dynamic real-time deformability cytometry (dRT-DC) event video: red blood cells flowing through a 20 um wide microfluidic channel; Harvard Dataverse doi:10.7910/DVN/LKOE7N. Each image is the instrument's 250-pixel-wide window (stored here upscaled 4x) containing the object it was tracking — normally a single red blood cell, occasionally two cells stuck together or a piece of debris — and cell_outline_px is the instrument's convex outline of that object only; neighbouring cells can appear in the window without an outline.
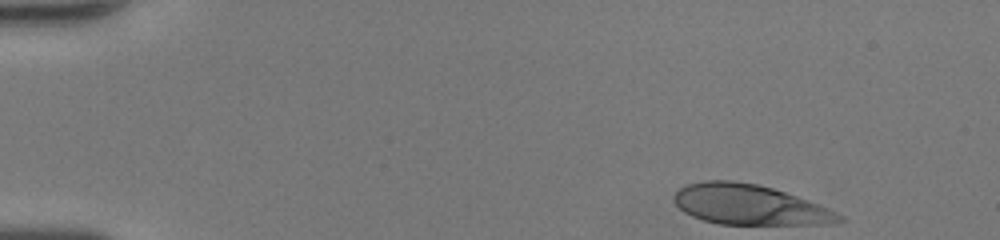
{"species": "human", "species_latin": "Homo sapiens", "temperature_condition": "room temperature", "stored_images_in_passage": 37, "camera_frame_rate_fps": 3000, "um_per_image_px": 0.085, "donor": {"sex": "female"}, "frame": {"image": 1, "passage_image": 1, "time_ms": 0.0, "image_size_px": [1000, 240], "cell_outline_px": [[844, 220], [828, 224], [720, 224], [704, 220], [692, 216], [684, 212], [672, 200], [672, 196], [684, 184], [704, 180], [732, 180], [756, 184], [772, 188], [808, 200], [828, 208], [844, 216]], "centroid_in_image_um": [63.67, 17.39], "position_along_channel_um": 21.3, "area_um2": 38.55}}
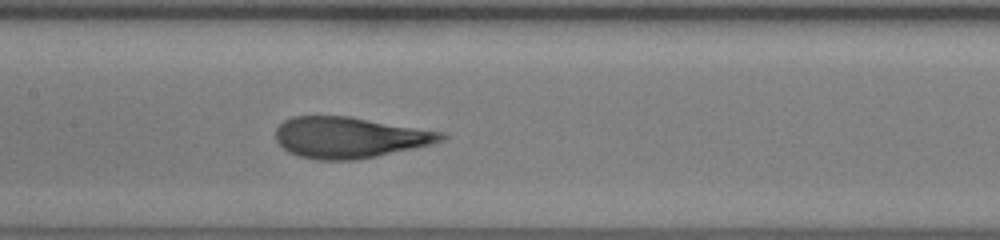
{"frame": {"image": 2, "passage_image": 20, "time_ms": 6.333, "image_size_px": [1000, 240], "cell_outline_px": [[448, 136], [444, 140], [432, 144], [376, 156], [356, 160], [320, 160], [300, 156], [288, 152], [276, 140], [276, 128], [284, 120], [292, 116], [348, 116], [444, 132]], "centroid_in_image_um": [29.71, 11.68], "position_along_channel_um": 177.7, "area_um2": 39.48}}
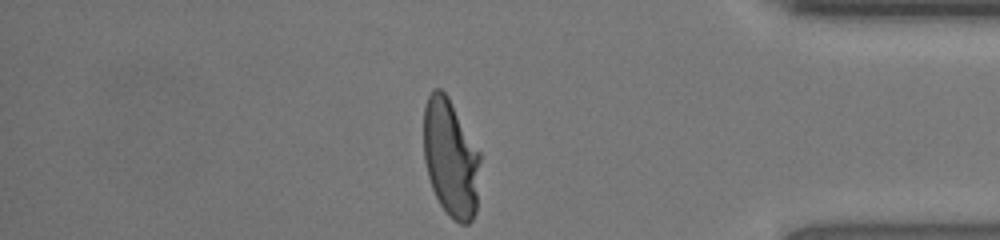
{"frame": {"image": 3, "passage_image": 37, "time_ms": 12.0, "image_size_px": [1000, 240], "cell_outline_px": [[480, 160], [476, 212], [472, 220], [468, 224], [460, 224], [448, 216], [440, 204], [432, 188], [428, 176], [424, 160], [424, 108], [428, 96], [432, 88], [440, 88], [448, 96], [480, 152]], "centroid_in_image_um": [38.31, 13.44], "position_along_channel_um": 396.9, "area_um2": 38.96}, "authors_computed_cell_mechanics": {"area_um2": 39.5352, "velocity_mm_per_s": 4.308, "shape_relaxation_time_tau1_ms": 5.3227, "shape_relaxation_time_tau2_ms": null, "deformation_change_tau1": 0.2797, "deformation_change_tau2": null}}